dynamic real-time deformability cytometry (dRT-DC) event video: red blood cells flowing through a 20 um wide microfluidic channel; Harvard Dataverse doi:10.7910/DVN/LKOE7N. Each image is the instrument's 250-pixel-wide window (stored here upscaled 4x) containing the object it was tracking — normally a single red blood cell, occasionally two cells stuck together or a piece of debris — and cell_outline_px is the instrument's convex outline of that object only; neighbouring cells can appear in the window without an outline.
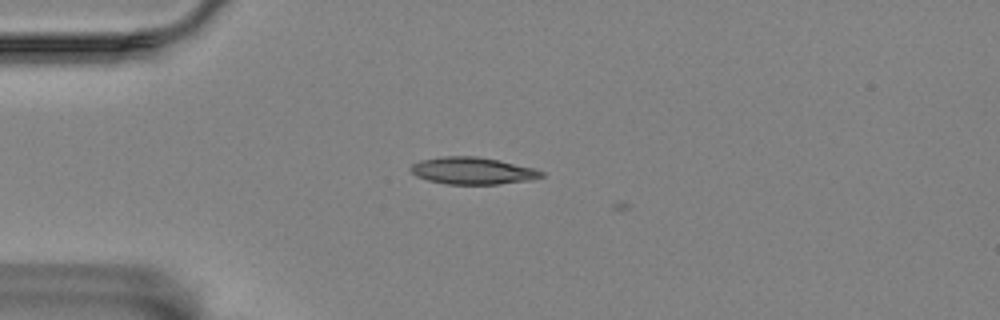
{"species": "Egyptian fruit bat (a non-hibernating species)", "species_latin": "Rousettus aegyptiacus", "temperature_condition": "room temperature", "stored_images_in_passage": 5, "camera_frame_rate_fps": 3000, "um_per_image_px": 0.085, "animal": {"sex": "female"}, "frame": {"image": 1, "passage_image": 2, "time_ms": 0.333, "image_size_px": [1000, 320], "cell_outline_px": [[544, 176], [532, 180], [500, 184], [448, 184], [428, 180], [416, 176], [408, 168], [412, 164], [420, 160], [440, 156], [476, 156], [500, 160], [536, 168], [544, 172]], "centroid_in_image_um": [40.19, 14.51], "position_along_channel_um": 44.8, "area_um2": 20.87}}